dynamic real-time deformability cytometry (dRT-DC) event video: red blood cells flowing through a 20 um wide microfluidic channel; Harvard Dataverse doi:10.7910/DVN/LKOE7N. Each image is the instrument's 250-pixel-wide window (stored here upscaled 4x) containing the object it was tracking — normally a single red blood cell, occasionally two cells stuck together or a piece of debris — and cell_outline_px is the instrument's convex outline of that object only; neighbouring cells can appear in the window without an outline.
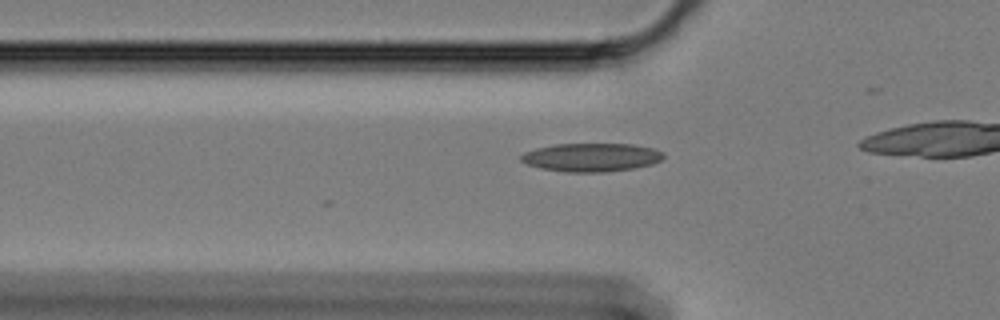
{"species": "Egyptian fruit bat (a non-hibernating species)", "species_latin": "Rousettus aegyptiacus", "temperature_condition": "cold", "stored_images_in_passage": 15, "camera_frame_rate_fps": 3000, "um_per_image_px": 0.085, "animal": {"sex": "female"}, "frame": {"image": 1, "passage_image": 3, "time_ms": 0.667, "image_size_px": [1000, 320], "cell_outline_px": [[664, 156], [660, 160], [652, 164], [636, 168], [604, 172], [564, 172], [540, 168], [528, 164], [520, 160], [520, 156], [524, 152], [536, 148], [556, 144], [632, 144], [652, 148], [664, 152]], "centroid_in_image_um": [50.26, 13.37], "position_along_channel_um": 75.5, "area_um2": 23.64}}
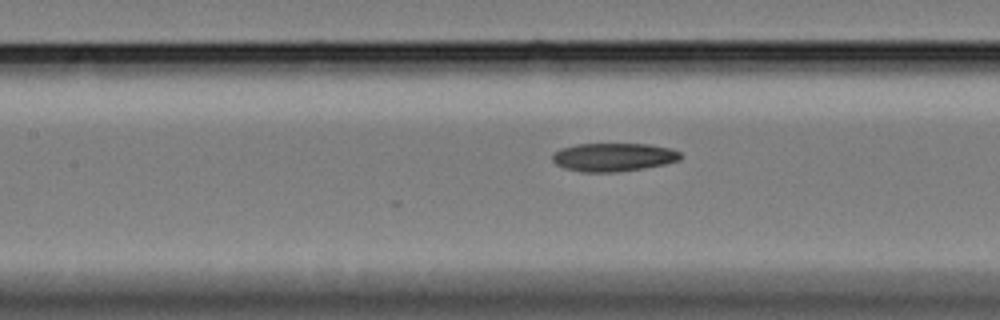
{"frame": {"image": 2, "passage_image": 10, "time_ms": 3.0, "image_size_px": [1000, 320], "cell_outline_px": [[680, 160], [664, 164], [644, 168], [616, 172], [580, 172], [564, 168], [556, 164], [552, 160], [552, 152], [560, 148], [576, 144], [648, 144], [672, 148], [680, 152]], "centroid_in_image_um": [52.11, 13.35], "position_along_channel_um": 155.3, "area_um2": 21.33}}
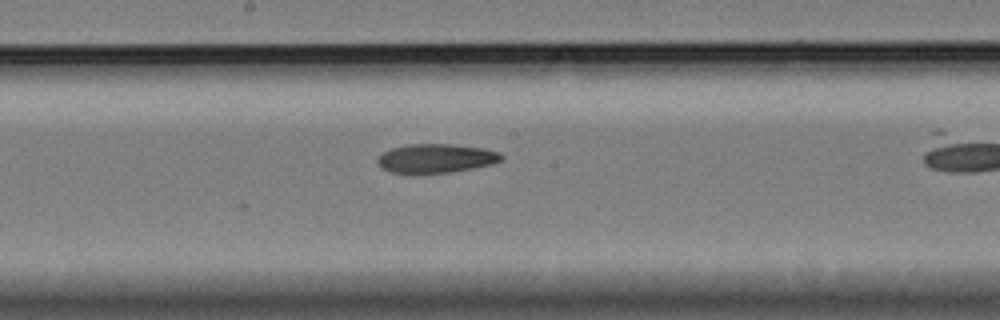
{"frame": {"image": 3, "passage_image": 15, "time_ms": 4.667, "image_size_px": [1000, 320], "cell_outline_px": [[504, 160], [492, 164], [452, 172], [416, 176], [412, 176], [392, 172], [380, 168], [376, 160], [384, 152], [392, 148], [404, 144], [452, 144], [484, 148], [500, 152], [504, 156]], "centroid_in_image_um": [37.04, 13.49], "position_along_channel_um": 211.2, "area_um2": 21.73}}